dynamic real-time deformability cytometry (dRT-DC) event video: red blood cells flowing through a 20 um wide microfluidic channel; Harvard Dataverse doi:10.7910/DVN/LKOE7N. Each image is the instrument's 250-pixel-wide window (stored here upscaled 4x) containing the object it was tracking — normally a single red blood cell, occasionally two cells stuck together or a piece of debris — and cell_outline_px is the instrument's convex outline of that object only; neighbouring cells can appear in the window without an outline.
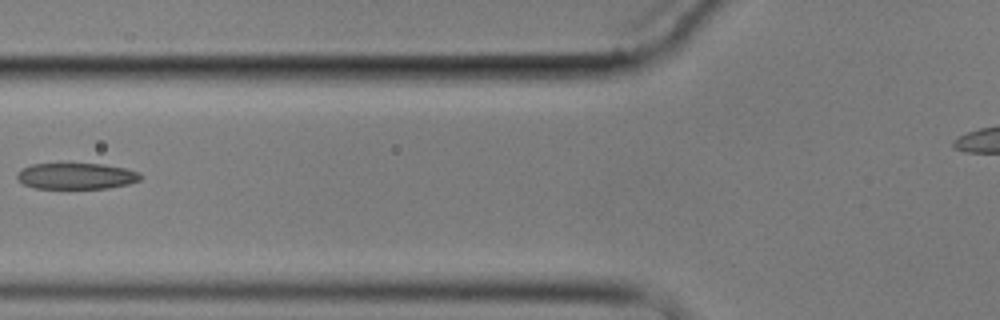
{"species": "common noctule bat (a hibernating species)", "species_latin": "Nyctalus noctula", "temperature_condition": "cold", "stored_images_in_passage": 10, "camera_frame_rate_fps": 3000, "um_per_image_px": 0.085, "animal": {"sex": "male", "body_mass_g": 17.9}, "frame": {"image": 1, "passage_image": 6, "time_ms": 6.667, "image_size_px": [1000, 320], "cell_outline_px": [[144, 176], [140, 180], [128, 184], [108, 188], [36, 188], [24, 184], [16, 176], [16, 172], [20, 168], [32, 164], [104, 164], [124, 168], [140, 172]], "centroid_in_image_um": [6.5, 14.96], "position_along_channel_um": 119.3, "area_um2": 18.84}}
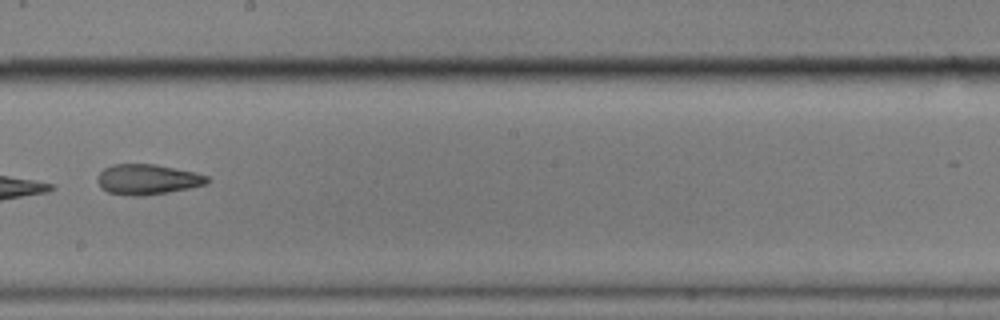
{"frame": {"image": 2, "passage_image": 9, "time_ms": 10.0, "image_size_px": [1000, 320], "cell_outline_px": [[212, 180], [208, 184], [168, 192], [144, 196], [132, 196], [108, 192], [100, 188], [96, 180], [96, 176], [104, 168], [112, 164], [156, 164], [196, 172], [208, 176]], "centroid_in_image_um": [12.54, 15.24], "position_along_channel_um": 235.7, "area_um2": 19.71}}
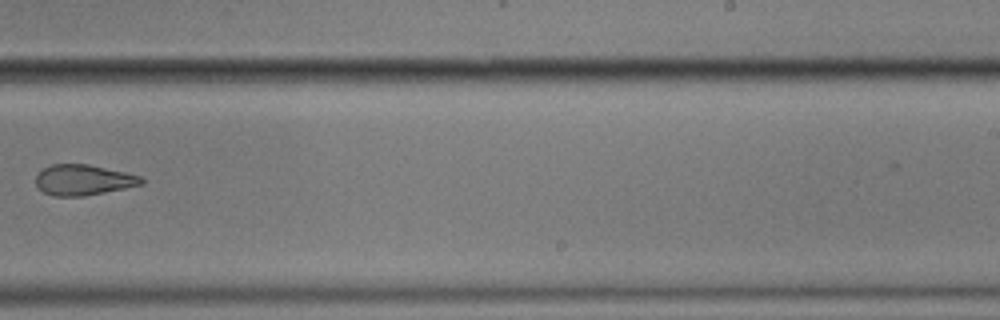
{"frame": {"image": 3, "passage_image": 10, "time_ms": 11.333, "image_size_px": [1000, 320], "cell_outline_px": [[144, 184], [84, 196], [52, 196], [36, 188], [36, 176], [44, 168], [52, 164], [88, 164], [124, 172], [140, 176], [144, 180]], "centroid_in_image_um": [7.06, 15.3], "position_along_channel_um": 281.9, "area_um2": 18.73}}